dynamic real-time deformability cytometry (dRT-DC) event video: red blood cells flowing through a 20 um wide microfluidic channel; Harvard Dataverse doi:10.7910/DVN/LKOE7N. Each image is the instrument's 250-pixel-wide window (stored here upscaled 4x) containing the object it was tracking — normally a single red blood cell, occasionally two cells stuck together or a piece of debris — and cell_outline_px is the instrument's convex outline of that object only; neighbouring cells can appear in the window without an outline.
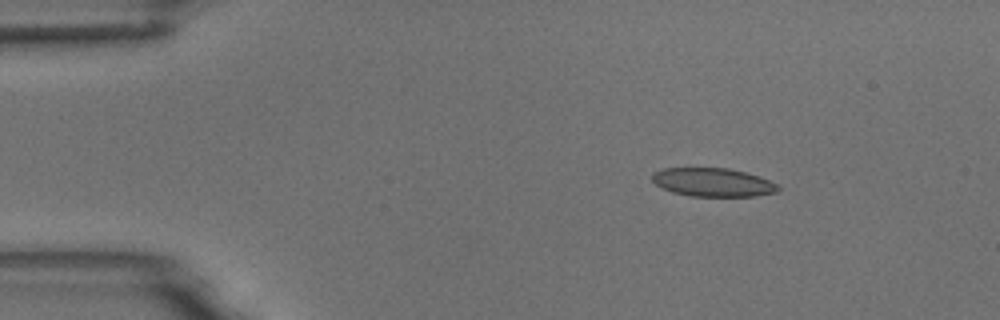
{"species": "common noctule bat (a hibernating species)", "species_latin": "Nyctalus noctula", "temperature_condition": "room temperature", "stored_images_in_passage": 4, "camera_frame_rate_fps": 3000, "um_per_image_px": 0.085, "animal": {"sex": "male", "body_mass_g": 18.8}, "frame": {"image": 1, "passage_image": 2, "time_ms": 1.0, "image_size_px": [1000, 320], "cell_outline_px": [[780, 188], [776, 192], [756, 196], [688, 196], [672, 192], [656, 184], [652, 180], [652, 172], [664, 168], [728, 168], [760, 176], [776, 184]], "centroid_in_image_um": [60.58, 15.49], "position_along_channel_um": 24.4, "area_um2": 20.87}}